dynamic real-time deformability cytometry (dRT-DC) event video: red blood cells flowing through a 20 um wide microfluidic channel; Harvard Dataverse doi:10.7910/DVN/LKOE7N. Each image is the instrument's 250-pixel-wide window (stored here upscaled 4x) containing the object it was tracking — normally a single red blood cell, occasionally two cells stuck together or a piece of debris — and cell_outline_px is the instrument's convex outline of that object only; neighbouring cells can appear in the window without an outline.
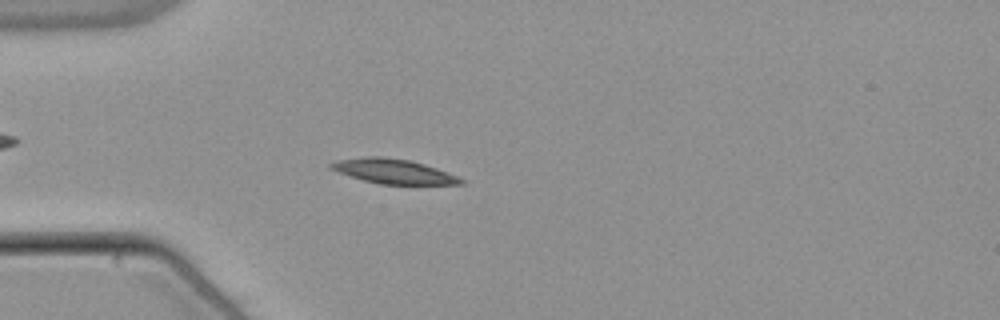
{"species": "common noctule bat (a hibernating species)", "species_latin": "Nyctalus noctula", "temperature_condition": "warm", "stored_images_in_passage": 49, "camera_frame_rate_fps": 3000, "um_per_image_px": 0.085, "animal": {"sex": "male", "body_mass_g": 21.5, "forearm_length_mm": 52.0}, "frame": {"image": 1, "passage_image": 10, "time_ms": 3.0, "image_size_px": [1000, 320], "cell_outline_px": [[464, 184], [380, 184], [364, 180], [328, 168], [328, 164], [340, 160], [364, 156], [384, 156], [408, 160], [424, 164], [436, 168], [456, 176], [464, 180]], "centroid_in_image_um": [33.43, 14.55], "position_along_channel_um": 51.6, "area_um2": 18.32}}
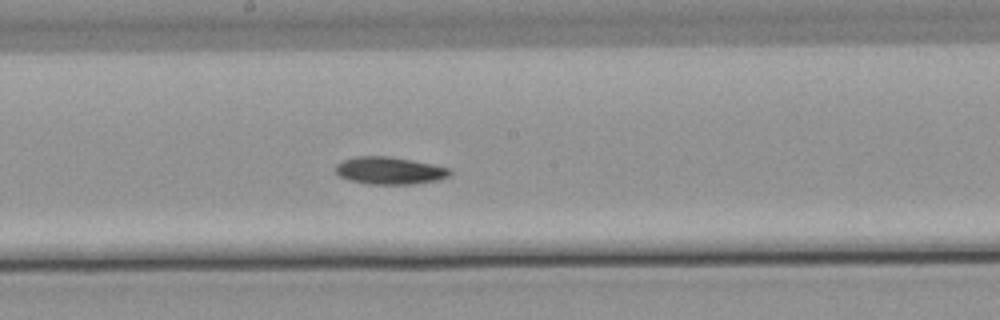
{"frame": {"image": 2, "passage_image": 24, "time_ms": 7.667, "image_size_px": [1000, 320], "cell_outline_px": [[452, 172], [448, 176], [440, 180], [412, 184], [368, 184], [348, 180], [340, 176], [336, 172], [336, 164], [340, 160], [352, 156], [392, 156], [432, 164], [448, 168]], "centroid_in_image_um": [33.07, 14.49], "position_along_channel_um": 215.1, "area_um2": 18.44}}
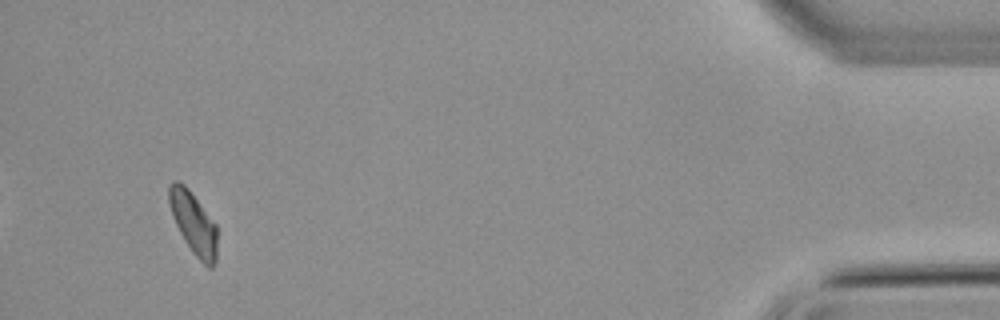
{"frame": {"image": 3, "passage_image": 46, "time_ms": 15.0, "image_size_px": [1000, 320], "cell_outline_px": [[216, 260], [212, 268], [208, 268], [192, 252], [180, 232], [172, 216], [168, 200], [168, 188], [172, 180], [176, 180], [184, 184], [188, 188], [216, 224]], "centroid_in_image_um": [16.43, 18.94], "position_along_channel_um": 418.8, "area_um2": 17.28}, "authors_computed_cell_mechanics": {"area_um2": 17.8602, "velocity_mm_per_s": 3.7786, "shape_relaxation_time_tau1_ms": 6.9101, "shape_relaxation_time_tau2_ms": null, "deformation_change_tau1": 0.1287, "deformation_change_tau2": null}}